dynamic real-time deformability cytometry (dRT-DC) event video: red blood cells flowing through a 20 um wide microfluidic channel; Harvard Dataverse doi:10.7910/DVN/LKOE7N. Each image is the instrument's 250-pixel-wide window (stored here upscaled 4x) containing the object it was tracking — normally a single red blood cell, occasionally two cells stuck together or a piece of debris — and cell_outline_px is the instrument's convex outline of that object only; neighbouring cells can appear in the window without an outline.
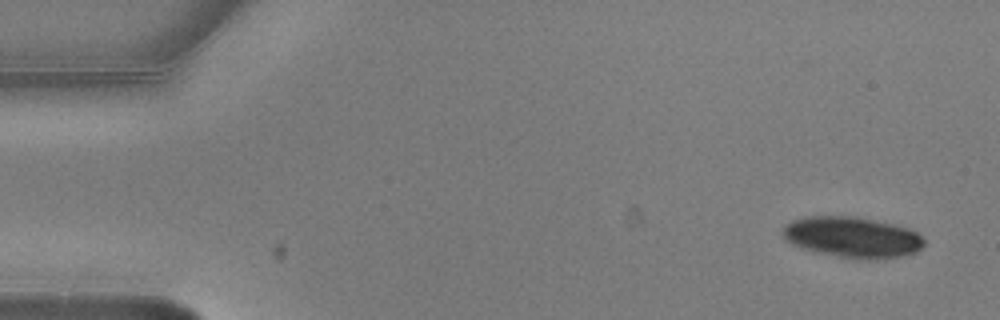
{"species": "common noctule bat (a hibernating species)", "species_latin": "Nyctalus noctula", "temperature_condition": "warm", "stored_images_in_passage": 4, "camera_frame_rate_fps": 3000, "um_per_image_px": 0.085, "animal": {"sex": "male", "body_mass_g": 20.5, "forearm_length_mm": 52.5}, "frame": {"image": 1, "passage_image": 1, "time_ms": 0.0, "image_size_px": [1000, 320], "cell_outline_px": [[924, 244], [916, 252], [900, 256], [876, 260], [856, 260], [800, 248], [784, 240], [780, 232], [784, 224], [792, 220], [804, 216], [856, 216], [892, 224], [908, 228], [916, 232], [924, 240]], "centroid_in_image_um": [72.38, 20.16], "position_along_channel_um": 12.6, "area_um2": 34.04}}